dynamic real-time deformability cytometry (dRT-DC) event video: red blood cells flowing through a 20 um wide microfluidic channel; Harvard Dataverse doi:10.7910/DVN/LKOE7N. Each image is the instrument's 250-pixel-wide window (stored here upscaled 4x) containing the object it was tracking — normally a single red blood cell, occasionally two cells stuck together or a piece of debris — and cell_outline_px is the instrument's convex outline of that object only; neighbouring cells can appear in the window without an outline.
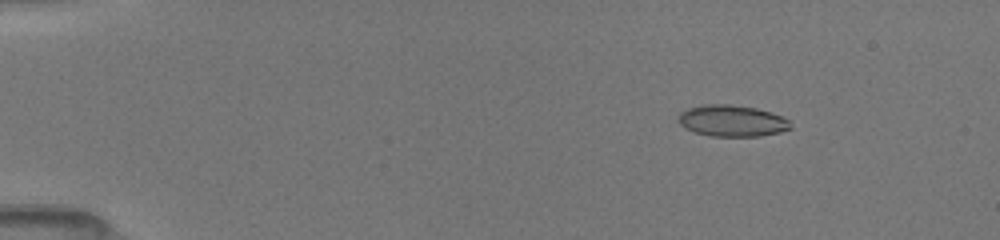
{"species": "common noctule bat (a hibernating species)", "species_latin": "Nyctalus noctula", "temperature_condition": "room temperature", "stored_images_in_passage": 52, "camera_frame_rate_fps": 3000, "um_per_image_px": 0.085, "animal": {"sex": "female", "body_mass_g": 19.5, "forearm_length_mm": 54.1}, "frame": {"image": 1, "passage_image": 8, "time_ms": 2.333, "image_size_px": [1000, 240], "cell_outline_px": [[792, 128], [780, 132], [760, 136], [712, 136], [696, 132], [684, 128], [680, 124], [680, 112], [688, 108], [704, 104], [732, 104], [756, 108], [772, 112], [788, 120]], "centroid_in_image_um": [62.23, 10.26], "position_along_channel_um": 22.8, "area_um2": 20.46}}
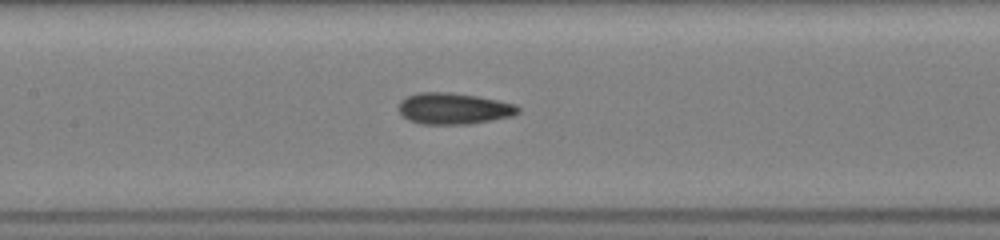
{"frame": {"image": 2, "passage_image": 26, "time_ms": 8.333, "image_size_px": [1000, 240], "cell_outline_px": [[520, 112], [512, 116], [492, 120], [468, 124], [420, 124], [408, 120], [396, 108], [400, 100], [416, 92], [452, 92], [476, 96], [516, 104], [520, 108]], "centroid_in_image_um": [38.53, 9.22], "position_along_channel_um": 168.9, "area_um2": 21.96}}
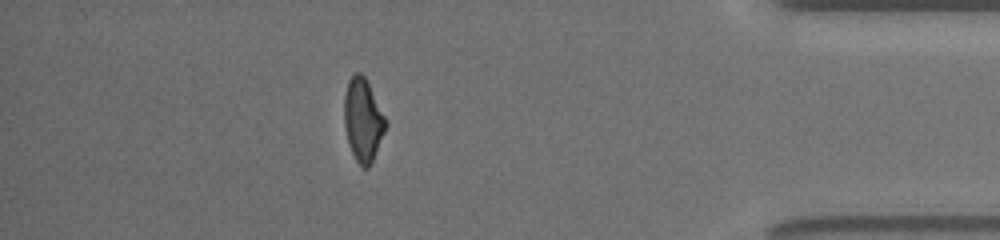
{"frame": {"image": 3, "passage_image": 46, "time_ms": 15.0, "image_size_px": [1000, 240], "cell_outline_px": [[388, 124], [372, 160], [368, 168], [364, 168], [356, 160], [352, 152], [348, 140], [344, 124], [344, 96], [348, 80], [356, 72], [360, 72], [364, 76], [388, 120]], "centroid_in_image_um": [30.86, 10.16], "position_along_channel_um": 404.3, "area_um2": 19.88}, "authors_computed_cell_mechanics": {"area_um2": 20.5768, "velocity_mm_per_s": 4.0773, "shape_relaxation_time_tau1_ms": 4.5844, "shape_relaxation_time_tau2_ms": 1.594, "deformation_change_tau1": 0.1393, "deformation_change_tau2": 0.079}}